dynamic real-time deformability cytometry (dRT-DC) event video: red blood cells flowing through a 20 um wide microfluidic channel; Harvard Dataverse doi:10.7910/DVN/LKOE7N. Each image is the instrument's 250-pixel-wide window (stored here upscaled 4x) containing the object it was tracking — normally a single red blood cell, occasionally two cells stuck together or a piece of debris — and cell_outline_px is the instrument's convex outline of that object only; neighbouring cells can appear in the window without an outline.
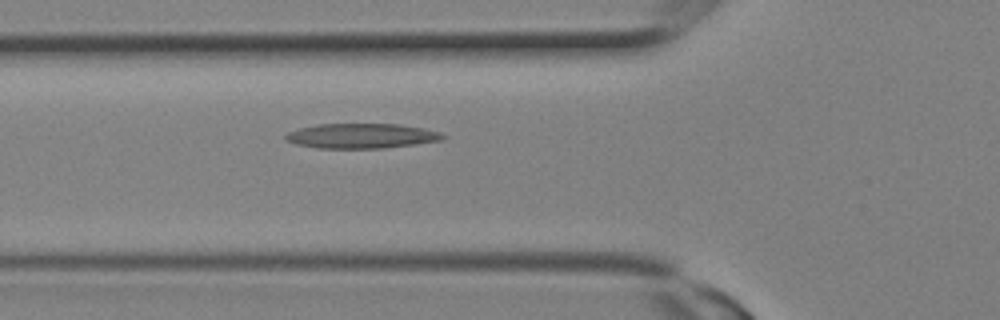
{"species": "Egyptian fruit bat (a non-hibernating species)", "species_latin": "Rousettus aegyptiacus", "temperature_condition": "room temperature", "stored_images_in_passage": 10, "camera_frame_rate_fps": 3000, "um_per_image_px": 0.085, "animal": {"sex": "female"}, "frame": {"image": 1, "passage_image": 10, "time_ms": 3.0, "image_size_px": [1000, 320], "cell_outline_px": [[448, 136], [444, 140], [384, 148], [316, 148], [296, 144], [284, 140], [284, 136], [288, 132], [300, 128], [316, 124], [400, 124], [440, 132]], "centroid_in_image_um": [30.72, 11.55], "position_along_channel_um": 95.1, "area_um2": 22.83}}